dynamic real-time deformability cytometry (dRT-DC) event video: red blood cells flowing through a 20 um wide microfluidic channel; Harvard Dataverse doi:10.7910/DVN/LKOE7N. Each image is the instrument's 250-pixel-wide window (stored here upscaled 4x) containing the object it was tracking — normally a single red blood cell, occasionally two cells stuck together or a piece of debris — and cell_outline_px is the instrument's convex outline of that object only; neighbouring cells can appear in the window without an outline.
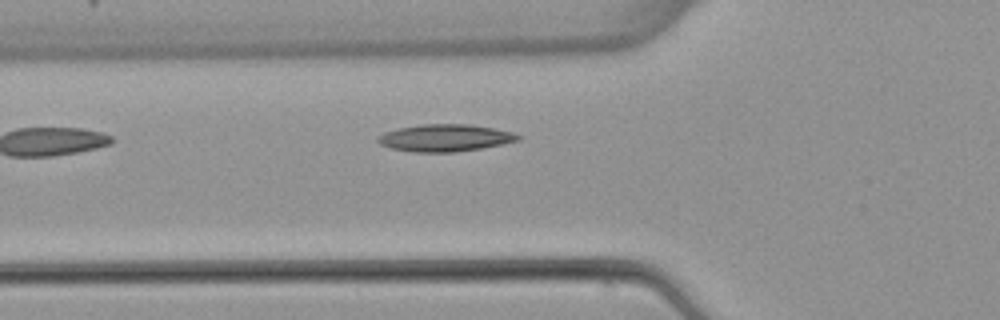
{"species": "common noctule bat (a hibernating species)", "species_latin": "Nyctalus noctula", "temperature_condition": "warm", "stored_images_in_passage": 4, "camera_frame_rate_fps": 3000, "um_per_image_px": 0.085, "animal": {"sex": "female", "body_mass_g": 22.7, "forearm_length_mm": 54.2}, "frame": {"image": 1, "passage_image": 4, "time_ms": 3.667, "image_size_px": [1000, 320], "cell_outline_px": [[524, 136], [520, 140], [480, 148], [456, 152], [412, 152], [392, 148], [380, 144], [376, 140], [376, 136], [384, 132], [400, 128], [424, 124], [468, 124], [492, 128], [512, 132]], "centroid_in_image_um": [37.82, 11.72], "position_along_channel_um": 88.0, "area_um2": 22.08}}